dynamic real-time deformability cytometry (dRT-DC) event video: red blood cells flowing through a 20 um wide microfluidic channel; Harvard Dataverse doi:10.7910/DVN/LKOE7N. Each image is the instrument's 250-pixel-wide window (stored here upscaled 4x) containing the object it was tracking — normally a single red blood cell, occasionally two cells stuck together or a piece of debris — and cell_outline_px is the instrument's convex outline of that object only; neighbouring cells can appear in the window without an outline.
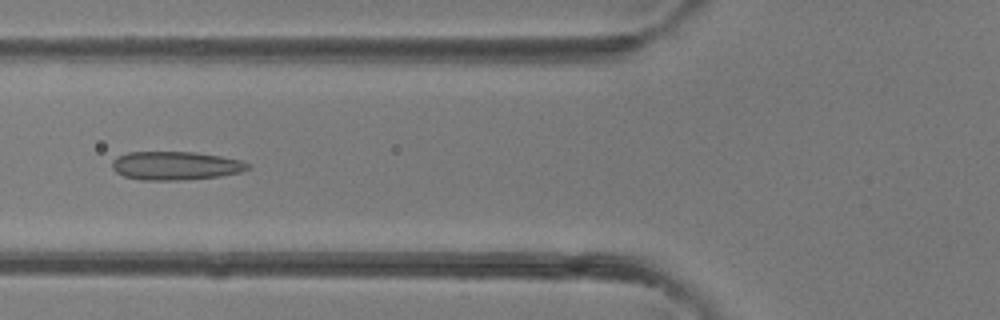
{"species": "common noctule bat (a hibernating species)", "species_latin": "Nyctalus noctula", "temperature_condition": "room temperature", "stored_images_in_passage": 41, "camera_frame_rate_fps": 3000, "um_per_image_px": 0.085, "animal": {"sex": "female"}, "frame": {"image": 1, "passage_image": 16, "time_ms": 5.0, "image_size_px": [1000, 320], "cell_outline_px": [[252, 168], [240, 172], [220, 176], [176, 180], [140, 180], [124, 176], [116, 172], [112, 168], [112, 160], [116, 156], [128, 152], [196, 152], [220, 156], [240, 160], [252, 164]], "centroid_in_image_um": [14.92, 14.08], "position_along_channel_um": 110.9, "area_um2": 22.66}}
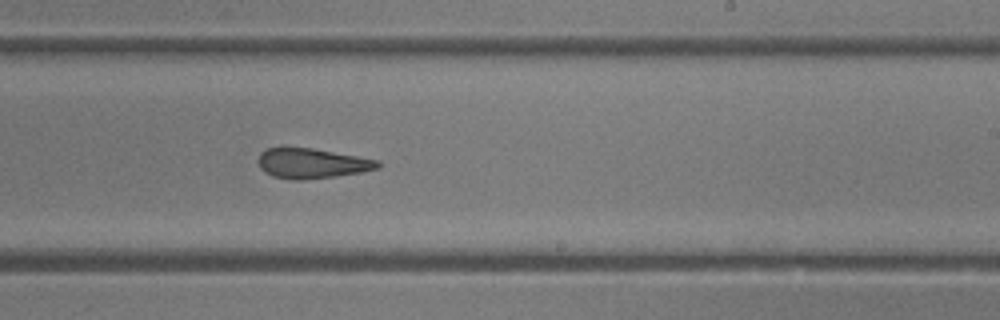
{"frame": {"image": 2, "passage_image": 25, "time_ms": 8.0, "image_size_px": [1000, 320], "cell_outline_px": [[380, 168], [360, 172], [336, 176], [300, 180], [292, 180], [272, 176], [264, 172], [260, 168], [260, 152], [268, 148], [312, 148], [380, 160]], "centroid_in_image_um": [26.54, 13.89], "position_along_channel_um": 262.5, "area_um2": 20.75}}
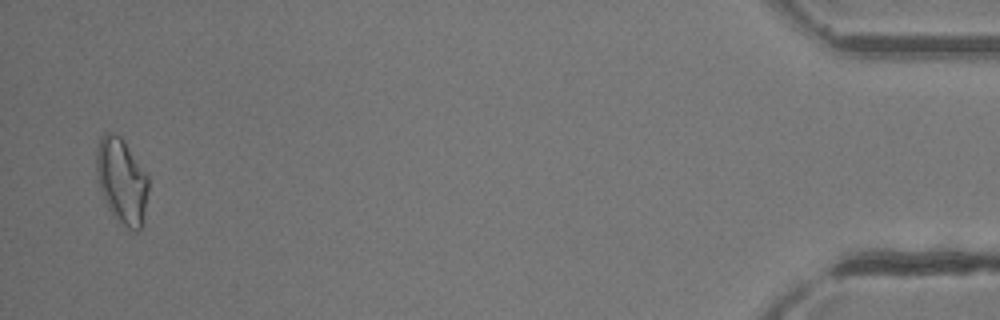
{"frame": {"image": 3, "passage_image": 40, "time_ms": 13.0, "image_size_px": [1000, 320], "cell_outline_px": [[148, 192], [144, 224], [136, 232], [132, 232], [108, 208], [100, 188], [96, 172], [96, 148], [100, 136], [104, 132], [112, 132], [120, 136], [124, 140], [148, 176]], "centroid_in_image_um": [10.36, 15.35], "position_along_channel_um": 424.8, "area_um2": 25.95}}